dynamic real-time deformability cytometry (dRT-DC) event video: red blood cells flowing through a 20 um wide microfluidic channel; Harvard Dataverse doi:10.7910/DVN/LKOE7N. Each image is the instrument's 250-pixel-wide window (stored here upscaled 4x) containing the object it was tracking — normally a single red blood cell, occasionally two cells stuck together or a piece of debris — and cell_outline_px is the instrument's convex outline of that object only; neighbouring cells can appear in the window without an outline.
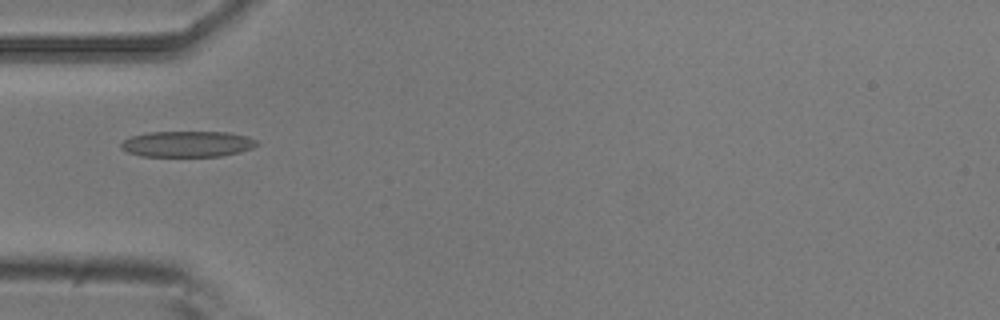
{"species": "common noctule bat (a hibernating species)", "species_latin": "Nyctalus noctula", "temperature_condition": "room temperature", "stored_images_in_passage": 1, "camera_frame_rate_fps": 3000, "um_per_image_px": 0.085, "animal": {"sex": "male", "body_mass_g": 20.5, "forearm_length_mm": 52.5}, "frame": {"image": 1, "passage_image": 1, "time_ms": 0.0, "image_size_px": [1000, 320], "cell_outline_px": [[260, 144], [252, 148], [240, 152], [220, 156], [140, 156], [128, 152], [120, 148], [120, 144], [124, 140], [132, 136], [148, 132], [228, 132], [248, 136], [256, 140]], "centroid_in_image_um": [15.94, 12.24], "position_along_channel_um": 69.1, "area_um2": 20.58}}